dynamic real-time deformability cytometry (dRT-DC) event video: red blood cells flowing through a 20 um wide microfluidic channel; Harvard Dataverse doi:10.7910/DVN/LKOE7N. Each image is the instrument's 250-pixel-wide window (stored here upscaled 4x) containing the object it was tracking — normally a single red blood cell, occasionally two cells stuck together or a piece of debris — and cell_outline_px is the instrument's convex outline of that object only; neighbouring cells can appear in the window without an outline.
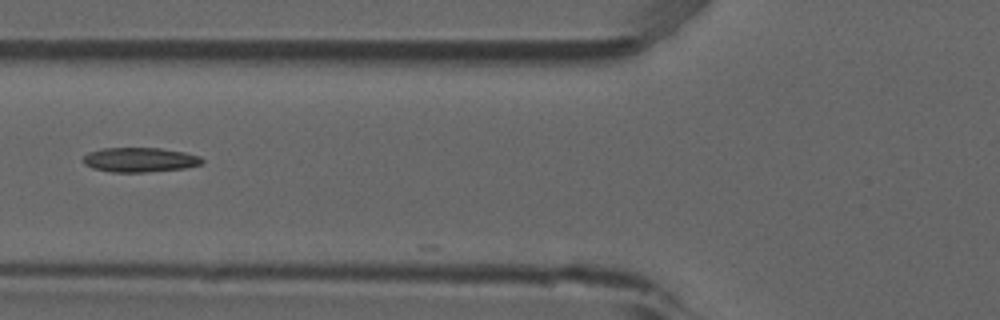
{"species": "common noctule bat (a hibernating species)", "species_latin": "Nyctalus noctula", "temperature_condition": "room temperature", "stored_images_in_passage": 5, "camera_frame_rate_fps": 3000, "um_per_image_px": 0.085, "animal": {"sex": "male", "forearm_length_mm": 52.5}, "frame": {"image": 1, "passage_image": 5, "time_ms": 1.333, "image_size_px": [1000, 320], "cell_outline_px": [[204, 160], [200, 164], [184, 168], [144, 172], [112, 172], [92, 168], [84, 164], [84, 156], [88, 152], [104, 148], [160, 148], [184, 152], [200, 156]], "centroid_in_image_um": [11.87, 13.58], "position_along_channel_um": 113.9, "area_um2": 16.88}}